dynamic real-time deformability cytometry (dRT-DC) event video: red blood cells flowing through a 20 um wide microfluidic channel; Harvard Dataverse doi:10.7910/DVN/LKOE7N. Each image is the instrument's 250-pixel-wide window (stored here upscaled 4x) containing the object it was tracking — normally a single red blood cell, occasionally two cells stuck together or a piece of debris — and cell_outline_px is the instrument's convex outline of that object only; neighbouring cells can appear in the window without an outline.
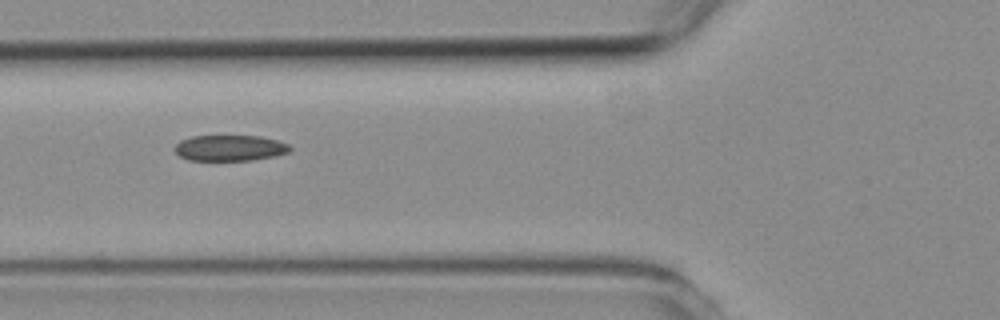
{"species": "common noctule bat (a hibernating species)", "species_latin": "Nyctalus noctula", "temperature_condition": "room temperature", "stored_images_in_passage": 5, "camera_frame_rate_fps": 3000, "um_per_image_px": 0.085, "animal": {"sex": "female", "body_mass_g": 19.3, "forearm_length_mm": 54.1}, "frame": {"image": 1, "passage_image": 3, "time_ms": 3.667, "image_size_px": [1000, 320], "cell_outline_px": [[292, 148], [288, 152], [272, 156], [252, 160], [188, 160], [180, 156], [176, 152], [176, 144], [180, 140], [192, 136], [260, 136], [276, 140], [288, 144]], "centroid_in_image_um": [19.53, 12.57], "position_along_channel_um": 106.3, "area_um2": 17.17}}
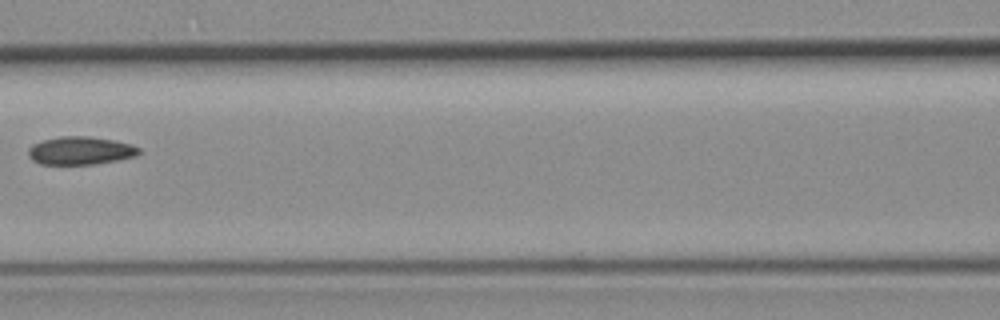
{"frame": {"image": 2, "passage_image": 4, "time_ms": 5.0, "image_size_px": [1000, 320], "cell_outline_px": [[140, 152], [136, 156], [96, 164], [40, 164], [32, 160], [28, 156], [28, 148], [32, 144], [44, 140], [60, 136], [88, 136], [112, 140], [132, 144], [140, 148]], "centroid_in_image_um": [6.82, 12.8], "position_along_channel_um": 159.8, "area_um2": 18.09}}
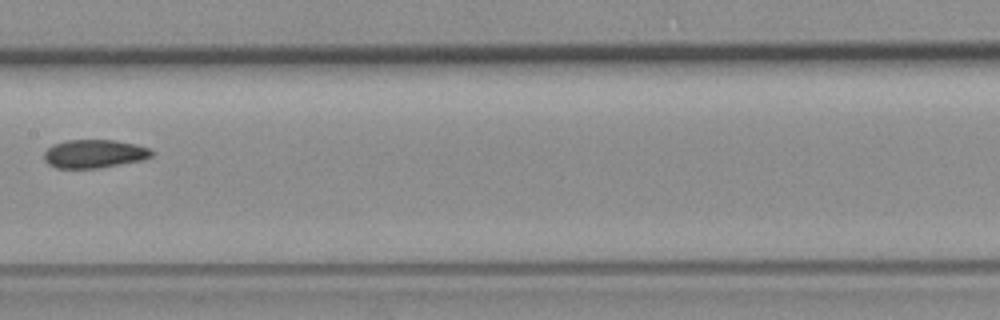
{"frame": {"image": 3, "passage_image": 5, "time_ms": 6.0, "image_size_px": [1000, 320], "cell_outline_px": [[152, 156], [144, 160], [100, 168], [56, 168], [48, 164], [44, 160], [44, 152], [48, 148], [56, 144], [68, 140], [112, 140], [136, 144], [148, 148], [152, 152]], "centroid_in_image_um": [8.02, 13.08], "position_along_channel_um": 199.4, "area_um2": 17.74}}